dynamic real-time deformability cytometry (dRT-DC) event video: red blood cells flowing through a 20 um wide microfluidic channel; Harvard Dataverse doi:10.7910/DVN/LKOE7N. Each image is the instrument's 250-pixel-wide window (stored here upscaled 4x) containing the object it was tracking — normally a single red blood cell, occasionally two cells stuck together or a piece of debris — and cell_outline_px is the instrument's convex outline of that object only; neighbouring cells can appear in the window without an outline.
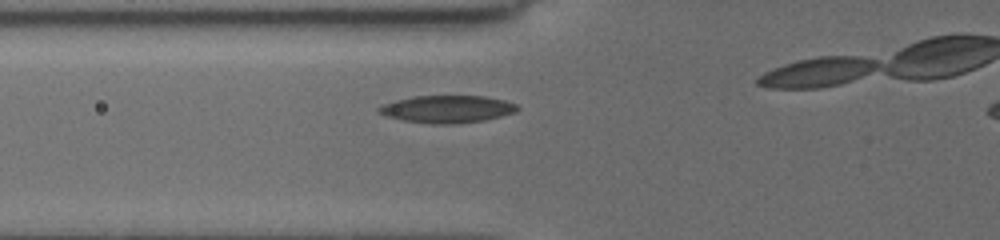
{"species": "common noctule bat (a hibernating species)", "species_latin": "Nyctalus noctula", "temperature_condition": "cold", "stored_images_in_passage": 8, "camera_frame_rate_fps": 3000, "um_per_image_px": 0.085, "animal": {"sex": "female", "body_mass_g": 19.5, "forearm_length_mm": 54.1}, "frame": {"image": 1, "passage_image": 8, "time_ms": 8.333, "image_size_px": [1000, 240], "cell_outline_px": [[520, 108], [516, 112], [484, 120], [452, 124], [428, 124], [404, 120], [388, 116], [376, 112], [376, 108], [380, 104], [412, 96], [484, 96], [504, 100], [516, 104]], "centroid_in_image_um": [37.97, 9.27], "position_along_channel_um": 87.8, "area_um2": 22.2}}